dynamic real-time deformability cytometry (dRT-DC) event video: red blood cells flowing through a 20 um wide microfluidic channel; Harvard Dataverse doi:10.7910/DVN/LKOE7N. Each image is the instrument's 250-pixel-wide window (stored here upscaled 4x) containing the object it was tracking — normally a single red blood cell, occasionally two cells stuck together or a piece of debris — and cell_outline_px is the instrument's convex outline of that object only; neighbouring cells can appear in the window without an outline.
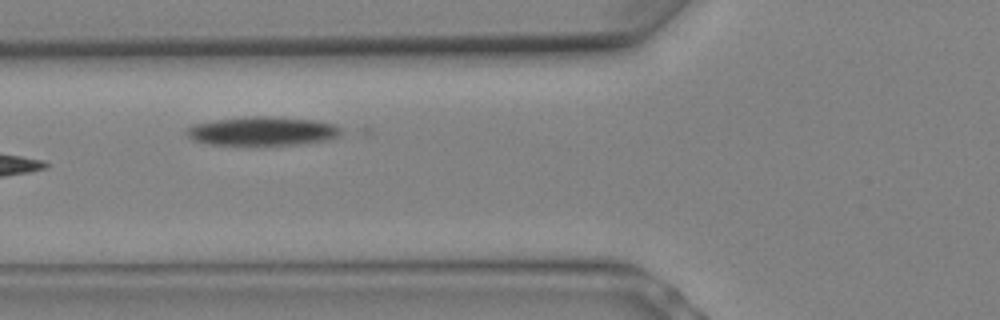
{"species": "Egyptian fruit bat (a non-hibernating species)", "species_latin": "Rousettus aegyptiacus", "temperature_condition": "warm", "stored_images_in_passage": 7, "camera_frame_rate_fps": 3000, "um_per_image_px": 0.085, "animal": {"sex": "female"}, "frame": {"image": 1, "passage_image": 3, "time_ms": 0.667, "image_size_px": [1000, 320], "cell_outline_px": [[340, 136], [328, 140], [296, 144], [208, 144], [196, 140], [188, 136], [184, 132], [192, 124], [216, 120], [256, 116], [272, 116], [316, 120], [332, 124], [340, 128]], "centroid_in_image_um": [22.32, 11.13], "position_along_channel_um": 103.5, "area_um2": 25.55}}